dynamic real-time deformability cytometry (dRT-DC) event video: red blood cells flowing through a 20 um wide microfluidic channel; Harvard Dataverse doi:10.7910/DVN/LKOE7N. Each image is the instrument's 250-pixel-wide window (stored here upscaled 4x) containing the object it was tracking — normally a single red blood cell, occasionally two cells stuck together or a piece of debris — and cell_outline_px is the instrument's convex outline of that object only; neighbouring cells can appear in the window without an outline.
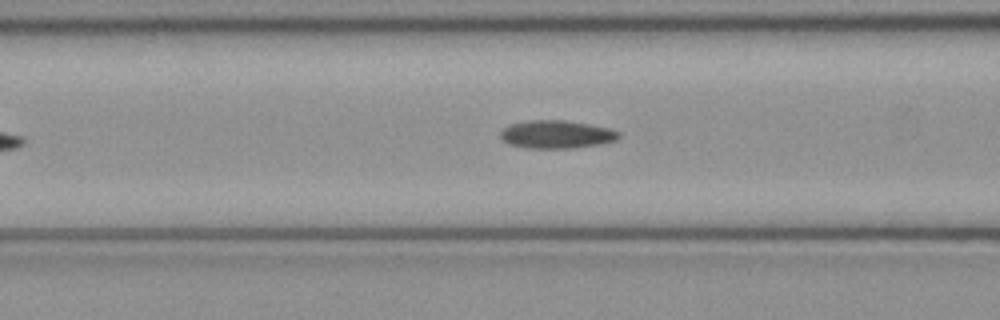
{"species": "common noctule bat (a hibernating species)", "species_latin": "Nyctalus noctula", "temperature_condition": "cold", "stored_images_in_passage": 38, "camera_frame_rate_fps": 3000, "um_per_image_px": 0.085, "animal": {"sex": "female", "body_mass_g": 21.9}, "frame": {"image": 1, "passage_image": 10, "time_ms": 3.0, "image_size_px": [1000, 320], "cell_outline_px": [[620, 136], [616, 140], [600, 144], [572, 148], [528, 148], [508, 144], [500, 136], [500, 132], [508, 124], [528, 120], [564, 120], [612, 128], [620, 132]], "centroid_in_image_um": [47.31, 11.41], "position_along_channel_um": 119.3, "area_um2": 19.42}}
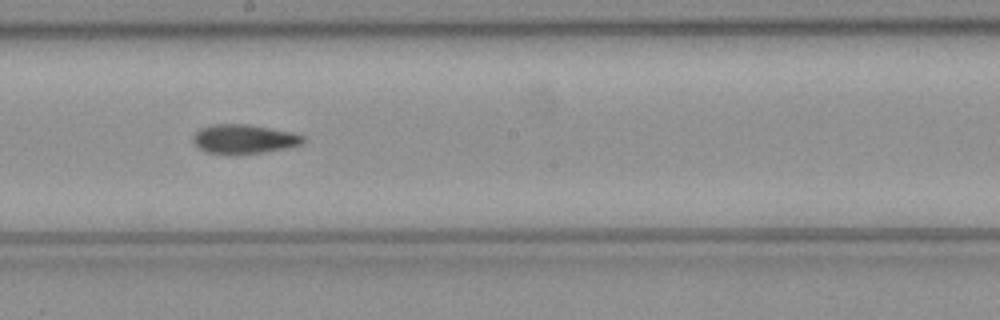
{"frame": {"image": 2, "passage_image": 18, "time_ms": 5.667, "image_size_px": [1000, 320], "cell_outline_px": [[304, 144], [288, 148], [264, 152], [208, 152], [200, 148], [192, 140], [192, 136], [200, 128], [208, 124], [248, 124], [292, 132], [304, 136]], "centroid_in_image_um": [20.77, 11.78], "position_along_channel_um": 227.4, "area_um2": 18.32}}
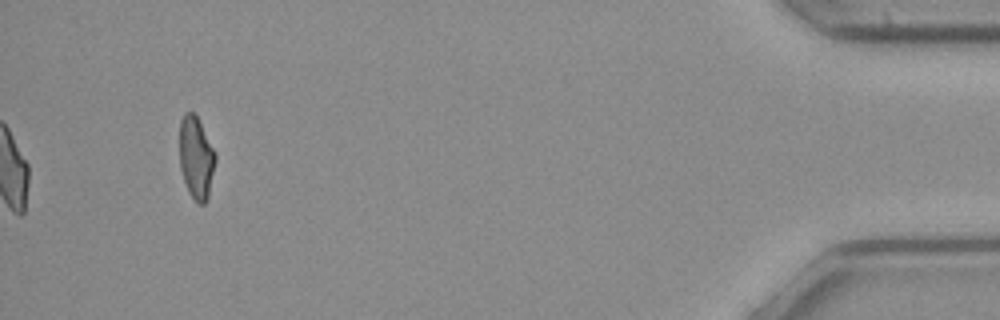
{"frame": {"image": 3, "passage_image": 38, "time_ms": 12.333, "image_size_px": [1000, 320], "cell_outline_px": [[216, 160], [208, 196], [204, 204], [200, 204], [188, 192], [180, 168], [180, 120], [184, 112], [192, 112], [196, 116], [216, 152]], "centroid_in_image_um": [16.67, 13.39], "position_along_channel_um": 418.5, "area_um2": 17.05}, "authors_computed_cell_mechanics": {"area_um2": 18.8428, "velocity_mm_per_s": 4.0456, "shape_relaxation_time_tau1_ms": null, "shape_relaxation_time_tau2_ms": 4.9356, "deformation_change_tau1": null, "deformation_change_tau2": 0.1112}}